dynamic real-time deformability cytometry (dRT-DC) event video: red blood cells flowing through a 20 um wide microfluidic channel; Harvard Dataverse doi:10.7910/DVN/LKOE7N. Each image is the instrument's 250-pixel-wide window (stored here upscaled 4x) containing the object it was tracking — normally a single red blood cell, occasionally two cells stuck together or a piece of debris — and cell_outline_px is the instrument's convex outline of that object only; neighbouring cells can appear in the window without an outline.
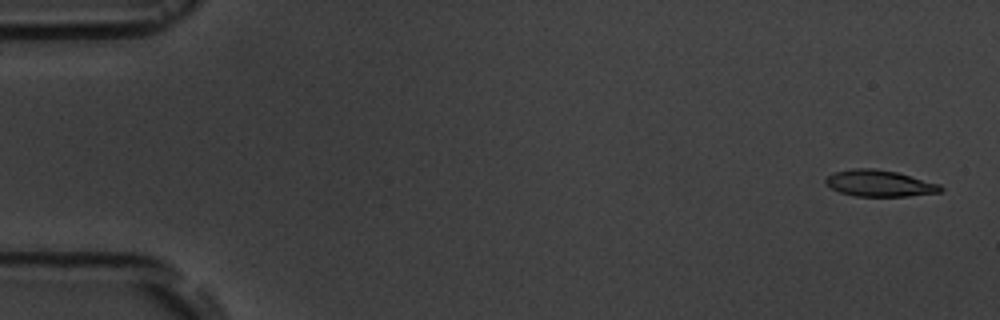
{"species": "common noctule bat (a hibernating species)", "species_latin": "Nyctalus noctula", "temperature_condition": "room temperature", "stored_images_in_passage": 5, "camera_frame_rate_fps": 3000, "um_per_image_px": 0.085, "animal": {"sex": "male", "body_mass_g": 19.5, "forearm_length_mm": 54.6}, "frame": {"image": 1, "passage_image": 1, "time_ms": 0.0, "image_size_px": [1000, 320], "cell_outline_px": [[944, 188], [940, 192], [908, 196], [856, 196], [840, 192], [832, 188], [824, 180], [832, 172], [852, 168], [876, 168], [896, 172], [940, 184]], "centroid_in_image_um": [74.75, 15.57], "position_along_channel_um": 10.2, "area_um2": 17.63}}